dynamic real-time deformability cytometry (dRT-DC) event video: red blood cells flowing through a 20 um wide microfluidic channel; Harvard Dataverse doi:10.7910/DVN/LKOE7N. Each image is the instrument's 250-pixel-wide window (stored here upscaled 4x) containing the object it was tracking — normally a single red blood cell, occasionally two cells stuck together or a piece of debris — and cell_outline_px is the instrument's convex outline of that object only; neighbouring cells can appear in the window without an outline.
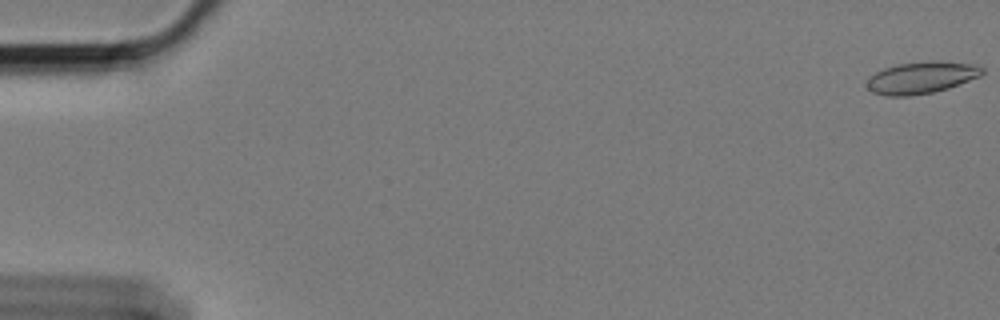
{"species": "Egyptian fruit bat (a non-hibernating species)", "species_latin": "Rousettus aegyptiacus", "temperature_condition": "cold", "stored_images_in_passage": 60, "camera_frame_rate_fps": 3000, "um_per_image_px": 0.085, "animal": {"sex": "female"}, "frame": {"image": 1, "passage_image": 1, "time_ms": 0.0, "image_size_px": [1000, 320], "cell_outline_px": [[984, 72], [980, 76], [948, 88], [932, 92], [912, 96], [884, 96], [872, 92], [868, 88], [868, 76], [884, 68], [900, 64], [932, 60], [972, 64], [984, 68]], "centroid_in_image_um": [78.3, 6.6], "position_along_channel_um": 6.7, "area_um2": 21.33}}
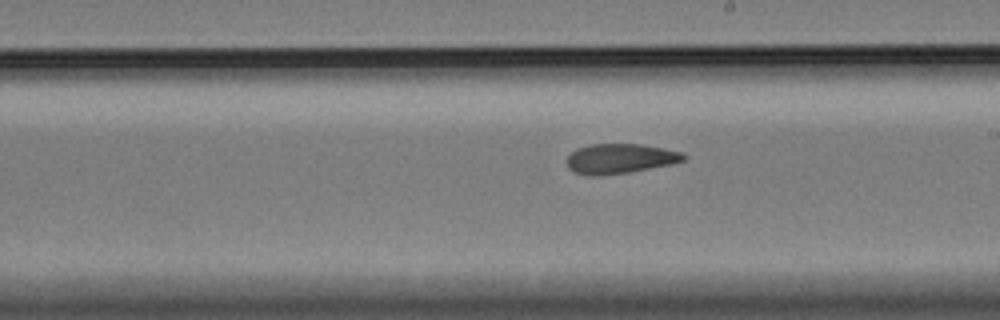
{"frame": {"image": 2, "passage_image": 35, "time_ms": 11.333, "image_size_px": [1000, 320], "cell_outline_px": [[688, 156], [684, 160], [672, 164], [628, 172], [600, 176], [588, 176], [572, 172], [568, 168], [564, 160], [576, 148], [592, 144], [640, 144], [664, 148], [684, 152]], "centroid_in_image_um": [52.67, 13.49], "position_along_channel_um": 236.3, "area_um2": 20.63}}
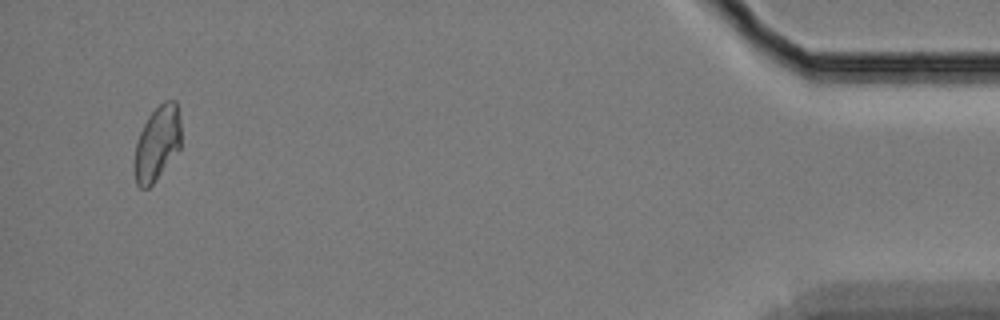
{"frame": {"image": 3, "passage_image": 58, "time_ms": 19.0, "image_size_px": [1000, 320], "cell_outline_px": [[180, 148], [156, 180], [148, 188], [140, 188], [136, 184], [132, 168], [132, 164], [136, 140], [148, 116], [164, 100], [176, 100], [180, 124]], "centroid_in_image_um": [13.31, 12.22], "position_along_channel_um": 421.9, "area_um2": 20.52}, "authors_computed_cell_mechanics": {"area_um2": 20.9814, "velocity_mm_per_s": 3.374, "shape_relaxation_time_tau1_ms": 8.02, "shape_relaxation_time_tau2_ms": 3.0784, "deformation_change_tau1": 0.179, "deformation_change_tau2": 0.0969}}